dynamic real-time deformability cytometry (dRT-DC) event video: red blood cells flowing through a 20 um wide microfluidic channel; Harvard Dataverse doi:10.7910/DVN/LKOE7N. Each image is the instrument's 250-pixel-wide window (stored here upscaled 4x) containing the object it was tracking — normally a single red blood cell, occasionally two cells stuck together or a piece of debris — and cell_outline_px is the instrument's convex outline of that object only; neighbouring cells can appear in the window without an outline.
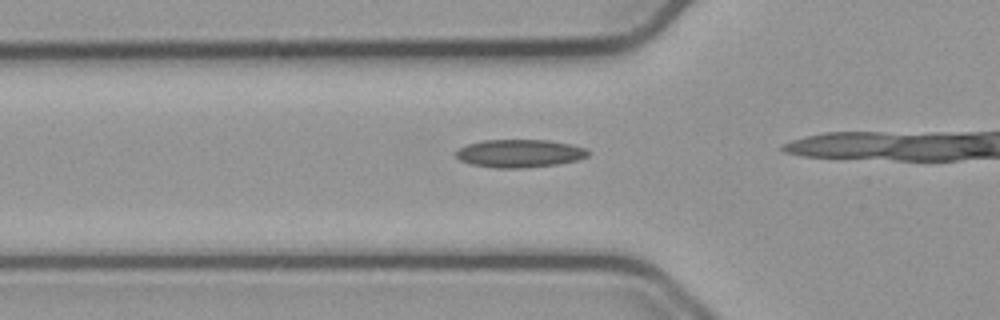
{"species": "common noctule bat (a hibernating species)", "species_latin": "Nyctalus noctula", "temperature_condition": "cold", "stored_images_in_passage": 14, "camera_frame_rate_fps": 3000, "um_per_image_px": 0.085, "animal": {"sex": "male", "body_mass_g": 23.1, "forearm_length_mm": 52.7}, "frame": {"image": 1, "passage_image": 10, "time_ms": 3.0, "image_size_px": [1000, 320], "cell_outline_px": [[588, 156], [576, 160], [556, 164], [524, 168], [492, 168], [472, 164], [460, 160], [456, 156], [456, 152], [460, 148], [468, 144], [484, 140], [548, 140], [568, 144], [584, 148], [588, 152]], "centroid_in_image_um": [44.13, 13.04], "position_along_channel_um": 81.7, "area_um2": 21.27}}